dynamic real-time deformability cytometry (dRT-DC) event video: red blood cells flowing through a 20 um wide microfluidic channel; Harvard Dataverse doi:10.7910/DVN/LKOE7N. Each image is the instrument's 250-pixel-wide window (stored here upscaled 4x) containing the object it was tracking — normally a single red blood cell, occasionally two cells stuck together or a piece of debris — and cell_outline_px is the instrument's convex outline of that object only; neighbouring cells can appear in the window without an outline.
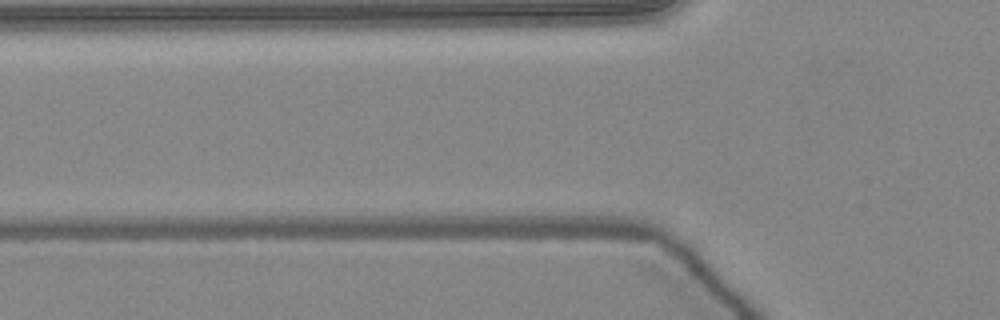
{"species": "common noctule bat (a hibernating species)", "species_latin": "Nyctalus noctula", "temperature_condition": "warm", "stored_images_in_passage": 7, "camera_frame_rate_fps": 3000, "um_per_image_px": 0.085, "animal": {"sex": "female", "body_mass_g": 24.6, "forearm_length_mm": 56.2}, "frame": {"image": 1, "passage_image": 2, "time_ms": 0.333, "image_size_px": [1000, 320], "cell_outline_px": [[680, 288], [576, 256], [588, 252], [644, 252], [664, 264], [680, 280]], "centroid_in_image_um": [54.01, 22.54], "position_along_channel_um": 71.8, "area_um2": 11.68}}